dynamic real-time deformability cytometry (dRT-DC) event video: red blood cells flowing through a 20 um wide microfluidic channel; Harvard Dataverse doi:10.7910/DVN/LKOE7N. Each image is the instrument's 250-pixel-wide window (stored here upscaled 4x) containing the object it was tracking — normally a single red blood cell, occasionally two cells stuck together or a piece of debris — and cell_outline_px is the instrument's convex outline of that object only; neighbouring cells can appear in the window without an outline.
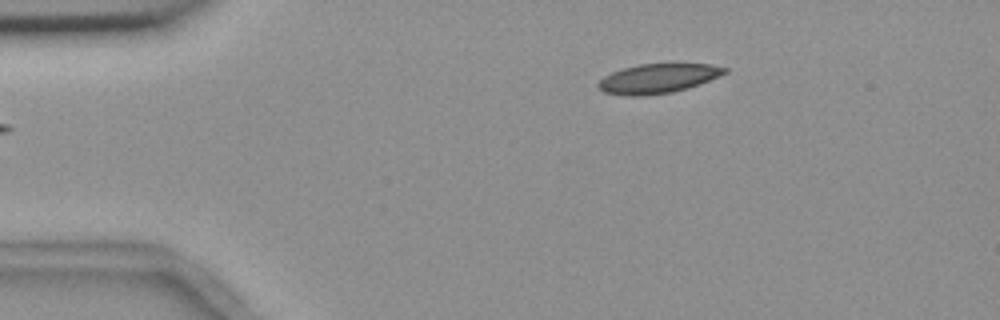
{"species": "common noctule bat (a hibernating species)", "species_latin": "Nyctalus noctula", "temperature_condition": "room temperature", "stored_images_in_passage": 47, "camera_frame_rate_fps": 3000, "um_per_image_px": 0.085, "animal": {"sex": "female", "body_mass_g": 18.4}, "frame": {"image": 1, "passage_image": 2, "time_ms": 0.333, "image_size_px": [1000, 320], "cell_outline_px": [[728, 72], [688, 88], [672, 92], [644, 96], [624, 96], [604, 92], [596, 88], [596, 84], [604, 76], [612, 72], [624, 68], [640, 64], [708, 64], [728, 68]], "centroid_in_image_um": [55.87, 6.68], "position_along_channel_um": 29.1, "area_um2": 21.62}}
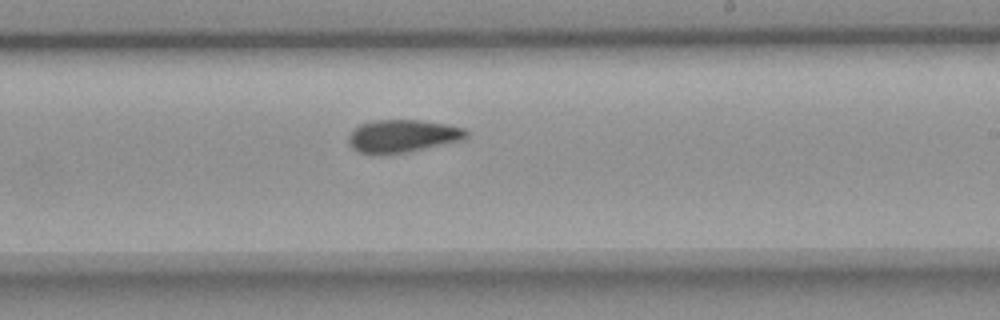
{"frame": {"image": 2, "passage_image": 25, "time_ms": 8.0, "image_size_px": [1000, 320], "cell_outline_px": [[468, 136], [460, 140], [404, 152], [360, 152], [352, 148], [348, 144], [348, 136], [360, 124], [372, 120], [420, 120], [448, 124], [464, 128], [468, 132]], "centroid_in_image_um": [34.22, 11.52], "position_along_channel_um": 254.8, "area_um2": 21.79}}
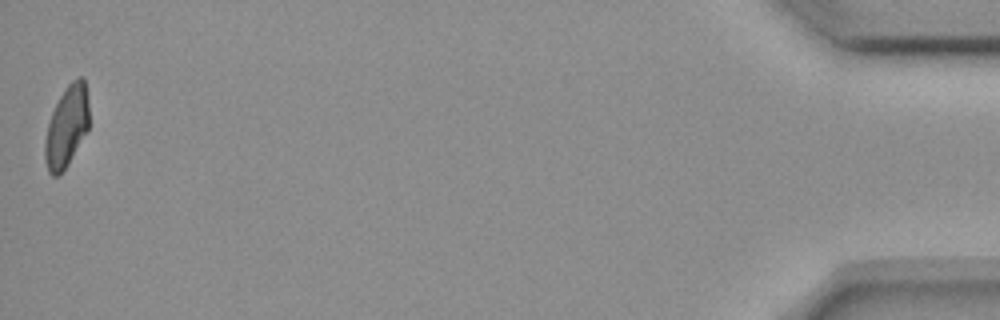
{"frame": {"image": 3, "passage_image": 47, "time_ms": 15.333, "image_size_px": [1000, 320], "cell_outline_px": [[88, 128], [68, 164], [56, 176], [52, 176], [48, 172], [44, 160], [44, 140], [48, 124], [52, 112], [60, 96], [68, 84], [72, 80], [80, 76], [84, 76], [88, 100]], "centroid_in_image_um": [5.65, 10.74], "position_along_channel_um": 429.6, "area_um2": 20.69}, "authors_computed_cell_mechanics": {"area_um2": 22.253, "velocity_mm_per_s": 3.6721, "shape_relaxation_time_tau1_ms": null, "shape_relaxation_time_tau2_ms": 5.4339, "deformation_change_tau1": null, "deformation_change_tau2": 0.1083}}